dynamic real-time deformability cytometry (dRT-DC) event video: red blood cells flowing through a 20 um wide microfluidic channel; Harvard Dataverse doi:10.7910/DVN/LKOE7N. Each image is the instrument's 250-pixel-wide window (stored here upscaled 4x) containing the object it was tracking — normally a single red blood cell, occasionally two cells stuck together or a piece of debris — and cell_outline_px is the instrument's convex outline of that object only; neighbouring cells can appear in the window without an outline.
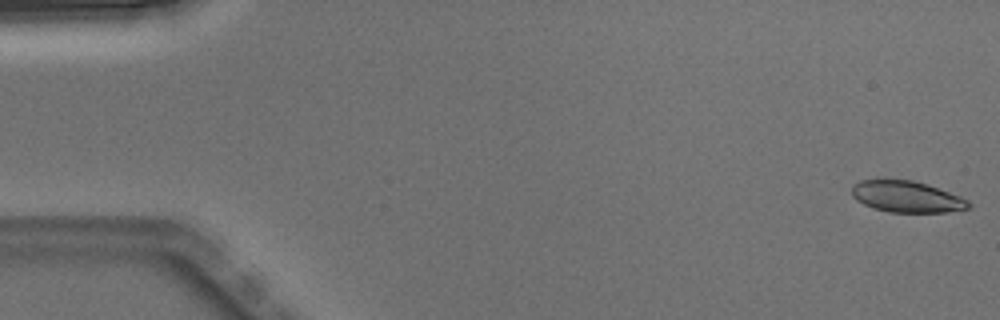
{"species": "Egyptian fruit bat (a non-hibernating species)", "species_latin": "Rousettus aegyptiacus", "temperature_condition": "warm", "stored_images_in_passage": 5, "camera_frame_rate_fps": 3000, "um_per_image_px": 0.085, "animal": {"sex": "male"}, "frame": {"image": 1, "passage_image": 1, "time_ms": 0.0, "image_size_px": [1000, 320], "cell_outline_px": [[972, 208], [948, 212], [892, 212], [872, 208], [856, 200], [852, 196], [852, 184], [860, 180], [912, 180], [960, 196], [968, 200], [972, 204]], "centroid_in_image_um": [77.07, 16.73], "position_along_channel_um": 7.9, "area_um2": 21.21}}
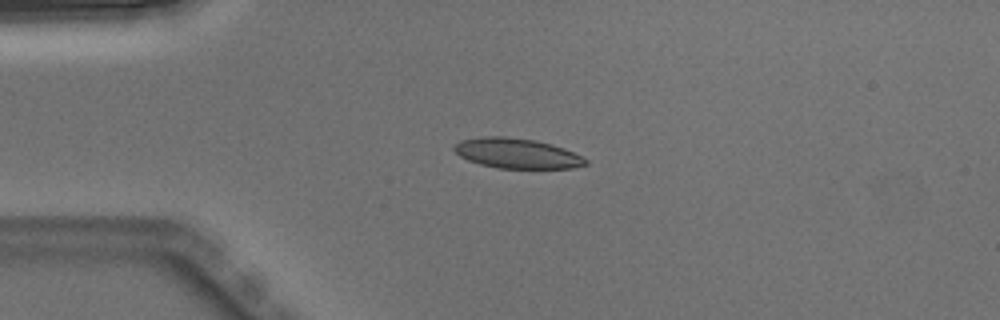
{"frame": {"image": 2, "passage_image": 4, "time_ms": 1.0, "image_size_px": [1000, 320], "cell_outline_px": [[588, 164], [572, 168], [496, 168], [480, 164], [468, 160], [460, 156], [452, 148], [460, 140], [484, 136], [504, 136], [536, 140], [552, 144], [564, 148], [588, 160]], "centroid_in_image_um": [43.93, 13.03], "position_along_channel_um": 41.1, "area_um2": 23.0}}